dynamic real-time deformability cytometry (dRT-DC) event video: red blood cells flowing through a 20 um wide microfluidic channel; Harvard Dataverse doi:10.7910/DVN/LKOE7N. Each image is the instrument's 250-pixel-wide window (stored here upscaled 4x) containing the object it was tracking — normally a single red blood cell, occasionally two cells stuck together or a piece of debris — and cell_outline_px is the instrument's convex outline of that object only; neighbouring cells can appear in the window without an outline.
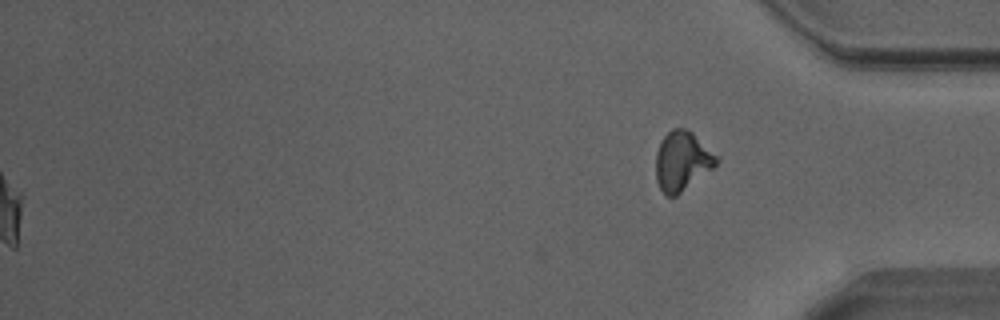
{"species": "Egyptian fruit bat (a non-hibernating species)", "species_latin": "Rousettus aegyptiacus", "temperature_condition": "warm", "stored_images_in_passage": 37, "segment_of_instrument_passage": [2, 2], "camera_frame_rate_fps": 3000, "um_per_image_px": 0.085, "animal": {"sex": "male"}, "frame": {"image": 1, "passage_image": 37, "time_ms": 12.0, "image_size_px": [1000, 320], "cell_outline_px": [[720, 160], [712, 168], [676, 196], [668, 196], [660, 188], [656, 180], [656, 152], [660, 140], [672, 128], [684, 128], [692, 132], [720, 156]], "centroid_in_image_um": [57.99, 13.66], "position_along_channel_um": 377.2, "area_um2": 20.98}}